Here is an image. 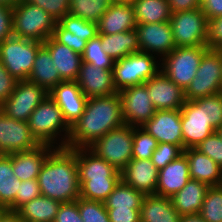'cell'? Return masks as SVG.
Listing matches in <instances>:
<instances>
[{"mask_svg": "<svg viewBox=\"0 0 222 222\" xmlns=\"http://www.w3.org/2000/svg\"><path fill=\"white\" fill-rule=\"evenodd\" d=\"M123 124L119 93L88 98L83 114L71 126L67 148H88L109 131Z\"/></svg>", "mask_w": 222, "mask_h": 222, "instance_id": "1", "label": "cell"}, {"mask_svg": "<svg viewBox=\"0 0 222 222\" xmlns=\"http://www.w3.org/2000/svg\"><path fill=\"white\" fill-rule=\"evenodd\" d=\"M37 180L42 196L60 203L76 201L80 197L76 150L56 146L44 161Z\"/></svg>", "mask_w": 222, "mask_h": 222, "instance_id": "2", "label": "cell"}, {"mask_svg": "<svg viewBox=\"0 0 222 222\" xmlns=\"http://www.w3.org/2000/svg\"><path fill=\"white\" fill-rule=\"evenodd\" d=\"M28 125L32 135L40 144L53 147H55L54 144L61 132H65L64 136L62 135L64 138L60 139L58 148H67L71 126L49 94L31 113Z\"/></svg>", "mask_w": 222, "mask_h": 222, "instance_id": "3", "label": "cell"}, {"mask_svg": "<svg viewBox=\"0 0 222 222\" xmlns=\"http://www.w3.org/2000/svg\"><path fill=\"white\" fill-rule=\"evenodd\" d=\"M56 20L42 8L19 2L13 7V36L38 42L53 34Z\"/></svg>", "mask_w": 222, "mask_h": 222, "instance_id": "4", "label": "cell"}, {"mask_svg": "<svg viewBox=\"0 0 222 222\" xmlns=\"http://www.w3.org/2000/svg\"><path fill=\"white\" fill-rule=\"evenodd\" d=\"M155 57L139 51L115 61L112 71L116 90L141 85L152 78L161 69Z\"/></svg>", "mask_w": 222, "mask_h": 222, "instance_id": "5", "label": "cell"}, {"mask_svg": "<svg viewBox=\"0 0 222 222\" xmlns=\"http://www.w3.org/2000/svg\"><path fill=\"white\" fill-rule=\"evenodd\" d=\"M222 92V50L208 49L195 77L184 91L185 101H193Z\"/></svg>", "mask_w": 222, "mask_h": 222, "instance_id": "6", "label": "cell"}, {"mask_svg": "<svg viewBox=\"0 0 222 222\" xmlns=\"http://www.w3.org/2000/svg\"><path fill=\"white\" fill-rule=\"evenodd\" d=\"M43 42L9 37L0 43V61L18 81L28 80L34 59Z\"/></svg>", "mask_w": 222, "mask_h": 222, "instance_id": "7", "label": "cell"}, {"mask_svg": "<svg viewBox=\"0 0 222 222\" xmlns=\"http://www.w3.org/2000/svg\"><path fill=\"white\" fill-rule=\"evenodd\" d=\"M133 135L134 126L123 124L109 131L88 148L121 172L132 160Z\"/></svg>", "mask_w": 222, "mask_h": 222, "instance_id": "8", "label": "cell"}, {"mask_svg": "<svg viewBox=\"0 0 222 222\" xmlns=\"http://www.w3.org/2000/svg\"><path fill=\"white\" fill-rule=\"evenodd\" d=\"M207 50V46L176 47L160 59V68L170 80L185 91L195 77L203 54Z\"/></svg>", "mask_w": 222, "mask_h": 222, "instance_id": "9", "label": "cell"}, {"mask_svg": "<svg viewBox=\"0 0 222 222\" xmlns=\"http://www.w3.org/2000/svg\"><path fill=\"white\" fill-rule=\"evenodd\" d=\"M183 137V150L196 148L208 136L217 130L212 126L206 114V97L185 101L180 108Z\"/></svg>", "mask_w": 222, "mask_h": 222, "instance_id": "10", "label": "cell"}, {"mask_svg": "<svg viewBox=\"0 0 222 222\" xmlns=\"http://www.w3.org/2000/svg\"><path fill=\"white\" fill-rule=\"evenodd\" d=\"M170 23L176 47L206 46L208 19L201 7L172 13Z\"/></svg>", "mask_w": 222, "mask_h": 222, "instance_id": "11", "label": "cell"}, {"mask_svg": "<svg viewBox=\"0 0 222 222\" xmlns=\"http://www.w3.org/2000/svg\"><path fill=\"white\" fill-rule=\"evenodd\" d=\"M48 92L28 80L17 81L14 91L0 106L8 117L28 122L31 113L47 97Z\"/></svg>", "mask_w": 222, "mask_h": 222, "instance_id": "12", "label": "cell"}, {"mask_svg": "<svg viewBox=\"0 0 222 222\" xmlns=\"http://www.w3.org/2000/svg\"><path fill=\"white\" fill-rule=\"evenodd\" d=\"M122 101L124 124L141 127L155 114L146 85L129 86L118 92Z\"/></svg>", "mask_w": 222, "mask_h": 222, "instance_id": "13", "label": "cell"}, {"mask_svg": "<svg viewBox=\"0 0 222 222\" xmlns=\"http://www.w3.org/2000/svg\"><path fill=\"white\" fill-rule=\"evenodd\" d=\"M40 145L32 135L28 122L10 118L0 109V154L34 150Z\"/></svg>", "mask_w": 222, "mask_h": 222, "instance_id": "14", "label": "cell"}, {"mask_svg": "<svg viewBox=\"0 0 222 222\" xmlns=\"http://www.w3.org/2000/svg\"><path fill=\"white\" fill-rule=\"evenodd\" d=\"M135 30L141 52L160 55L163 59L176 48L170 21L137 24Z\"/></svg>", "mask_w": 222, "mask_h": 222, "instance_id": "15", "label": "cell"}, {"mask_svg": "<svg viewBox=\"0 0 222 222\" xmlns=\"http://www.w3.org/2000/svg\"><path fill=\"white\" fill-rule=\"evenodd\" d=\"M158 143H171L183 150L181 111L157 110L154 116L142 126Z\"/></svg>", "mask_w": 222, "mask_h": 222, "instance_id": "16", "label": "cell"}, {"mask_svg": "<svg viewBox=\"0 0 222 222\" xmlns=\"http://www.w3.org/2000/svg\"><path fill=\"white\" fill-rule=\"evenodd\" d=\"M157 110H177L185 103L184 90L170 80L162 70L144 83Z\"/></svg>", "mask_w": 222, "mask_h": 222, "instance_id": "17", "label": "cell"}, {"mask_svg": "<svg viewBox=\"0 0 222 222\" xmlns=\"http://www.w3.org/2000/svg\"><path fill=\"white\" fill-rule=\"evenodd\" d=\"M112 70L83 62L76 83L87 98L111 96L118 93Z\"/></svg>", "mask_w": 222, "mask_h": 222, "instance_id": "18", "label": "cell"}, {"mask_svg": "<svg viewBox=\"0 0 222 222\" xmlns=\"http://www.w3.org/2000/svg\"><path fill=\"white\" fill-rule=\"evenodd\" d=\"M48 94L61 109L70 126L83 114L88 98L83 94L76 81H62L54 86Z\"/></svg>", "mask_w": 222, "mask_h": 222, "instance_id": "19", "label": "cell"}, {"mask_svg": "<svg viewBox=\"0 0 222 222\" xmlns=\"http://www.w3.org/2000/svg\"><path fill=\"white\" fill-rule=\"evenodd\" d=\"M158 172L151 159H132L121 171V180L144 195L156 194Z\"/></svg>", "mask_w": 222, "mask_h": 222, "instance_id": "20", "label": "cell"}, {"mask_svg": "<svg viewBox=\"0 0 222 222\" xmlns=\"http://www.w3.org/2000/svg\"><path fill=\"white\" fill-rule=\"evenodd\" d=\"M187 157L183 153L158 172L156 194L171 198L180 191L190 180Z\"/></svg>", "mask_w": 222, "mask_h": 222, "instance_id": "21", "label": "cell"}, {"mask_svg": "<svg viewBox=\"0 0 222 222\" xmlns=\"http://www.w3.org/2000/svg\"><path fill=\"white\" fill-rule=\"evenodd\" d=\"M55 148L41 144L34 150L11 153L14 176L20 181L37 179L44 161Z\"/></svg>", "mask_w": 222, "mask_h": 222, "instance_id": "22", "label": "cell"}, {"mask_svg": "<svg viewBox=\"0 0 222 222\" xmlns=\"http://www.w3.org/2000/svg\"><path fill=\"white\" fill-rule=\"evenodd\" d=\"M43 45L49 50L62 81H76L83 63L81 54L50 36Z\"/></svg>", "mask_w": 222, "mask_h": 222, "instance_id": "23", "label": "cell"}, {"mask_svg": "<svg viewBox=\"0 0 222 222\" xmlns=\"http://www.w3.org/2000/svg\"><path fill=\"white\" fill-rule=\"evenodd\" d=\"M137 24L132 4L113 2L97 23L98 33L109 35L127 32L135 29Z\"/></svg>", "mask_w": 222, "mask_h": 222, "instance_id": "24", "label": "cell"}, {"mask_svg": "<svg viewBox=\"0 0 222 222\" xmlns=\"http://www.w3.org/2000/svg\"><path fill=\"white\" fill-rule=\"evenodd\" d=\"M183 153L187 157L191 179L209 187L222 185V168L211 158L196 148H186Z\"/></svg>", "mask_w": 222, "mask_h": 222, "instance_id": "25", "label": "cell"}, {"mask_svg": "<svg viewBox=\"0 0 222 222\" xmlns=\"http://www.w3.org/2000/svg\"><path fill=\"white\" fill-rule=\"evenodd\" d=\"M79 180L98 177H121V172L113 165L98 157L89 148H74Z\"/></svg>", "mask_w": 222, "mask_h": 222, "instance_id": "26", "label": "cell"}, {"mask_svg": "<svg viewBox=\"0 0 222 222\" xmlns=\"http://www.w3.org/2000/svg\"><path fill=\"white\" fill-rule=\"evenodd\" d=\"M209 186L190 179L187 184L170 199L181 216L199 214Z\"/></svg>", "mask_w": 222, "mask_h": 222, "instance_id": "27", "label": "cell"}, {"mask_svg": "<svg viewBox=\"0 0 222 222\" xmlns=\"http://www.w3.org/2000/svg\"><path fill=\"white\" fill-rule=\"evenodd\" d=\"M140 218L141 222H180L181 215L170 198L150 194L143 198Z\"/></svg>", "mask_w": 222, "mask_h": 222, "instance_id": "28", "label": "cell"}, {"mask_svg": "<svg viewBox=\"0 0 222 222\" xmlns=\"http://www.w3.org/2000/svg\"><path fill=\"white\" fill-rule=\"evenodd\" d=\"M28 81L43 87L47 92L62 82L59 72L52 61V56L44 45L36 53Z\"/></svg>", "mask_w": 222, "mask_h": 222, "instance_id": "29", "label": "cell"}, {"mask_svg": "<svg viewBox=\"0 0 222 222\" xmlns=\"http://www.w3.org/2000/svg\"><path fill=\"white\" fill-rule=\"evenodd\" d=\"M103 50L117 61L140 51L138 35L135 29L109 35H101Z\"/></svg>", "mask_w": 222, "mask_h": 222, "instance_id": "30", "label": "cell"}, {"mask_svg": "<svg viewBox=\"0 0 222 222\" xmlns=\"http://www.w3.org/2000/svg\"><path fill=\"white\" fill-rule=\"evenodd\" d=\"M60 205L59 201L41 195L23 205L17 212L24 222H54Z\"/></svg>", "mask_w": 222, "mask_h": 222, "instance_id": "31", "label": "cell"}, {"mask_svg": "<svg viewBox=\"0 0 222 222\" xmlns=\"http://www.w3.org/2000/svg\"><path fill=\"white\" fill-rule=\"evenodd\" d=\"M132 6L138 24L168 22L172 15L167 0H135Z\"/></svg>", "mask_w": 222, "mask_h": 222, "instance_id": "32", "label": "cell"}, {"mask_svg": "<svg viewBox=\"0 0 222 222\" xmlns=\"http://www.w3.org/2000/svg\"><path fill=\"white\" fill-rule=\"evenodd\" d=\"M20 185L13 173L10 154H0V209H9L14 204Z\"/></svg>", "mask_w": 222, "mask_h": 222, "instance_id": "33", "label": "cell"}, {"mask_svg": "<svg viewBox=\"0 0 222 222\" xmlns=\"http://www.w3.org/2000/svg\"><path fill=\"white\" fill-rule=\"evenodd\" d=\"M120 180L121 177H98L91 178V180H79L80 197L104 203Z\"/></svg>", "mask_w": 222, "mask_h": 222, "instance_id": "34", "label": "cell"}, {"mask_svg": "<svg viewBox=\"0 0 222 222\" xmlns=\"http://www.w3.org/2000/svg\"><path fill=\"white\" fill-rule=\"evenodd\" d=\"M144 196L143 193L120 180L104 204L106 208L141 209Z\"/></svg>", "mask_w": 222, "mask_h": 222, "instance_id": "35", "label": "cell"}, {"mask_svg": "<svg viewBox=\"0 0 222 222\" xmlns=\"http://www.w3.org/2000/svg\"><path fill=\"white\" fill-rule=\"evenodd\" d=\"M112 3V0H70L69 14L97 24Z\"/></svg>", "mask_w": 222, "mask_h": 222, "instance_id": "36", "label": "cell"}, {"mask_svg": "<svg viewBox=\"0 0 222 222\" xmlns=\"http://www.w3.org/2000/svg\"><path fill=\"white\" fill-rule=\"evenodd\" d=\"M199 215L205 222H222V185L208 188Z\"/></svg>", "mask_w": 222, "mask_h": 222, "instance_id": "37", "label": "cell"}, {"mask_svg": "<svg viewBox=\"0 0 222 222\" xmlns=\"http://www.w3.org/2000/svg\"><path fill=\"white\" fill-rule=\"evenodd\" d=\"M81 56L83 62L104 69H113L115 63V61L103 50L100 34L86 43L84 52Z\"/></svg>", "mask_w": 222, "mask_h": 222, "instance_id": "38", "label": "cell"}, {"mask_svg": "<svg viewBox=\"0 0 222 222\" xmlns=\"http://www.w3.org/2000/svg\"><path fill=\"white\" fill-rule=\"evenodd\" d=\"M157 145L158 142L153 136L143 130L142 127L134 126L132 159H151Z\"/></svg>", "mask_w": 222, "mask_h": 222, "instance_id": "39", "label": "cell"}, {"mask_svg": "<svg viewBox=\"0 0 222 222\" xmlns=\"http://www.w3.org/2000/svg\"><path fill=\"white\" fill-rule=\"evenodd\" d=\"M58 23L69 32L77 37H84L87 42L96 37L98 33V25L94 22H88L71 14H66Z\"/></svg>", "mask_w": 222, "mask_h": 222, "instance_id": "40", "label": "cell"}, {"mask_svg": "<svg viewBox=\"0 0 222 222\" xmlns=\"http://www.w3.org/2000/svg\"><path fill=\"white\" fill-rule=\"evenodd\" d=\"M77 204L83 222H110L108 211L103 202L79 197Z\"/></svg>", "mask_w": 222, "mask_h": 222, "instance_id": "41", "label": "cell"}, {"mask_svg": "<svg viewBox=\"0 0 222 222\" xmlns=\"http://www.w3.org/2000/svg\"><path fill=\"white\" fill-rule=\"evenodd\" d=\"M182 154L183 150L178 145L171 143H158L157 148L152 154L151 161L156 168L160 170Z\"/></svg>", "mask_w": 222, "mask_h": 222, "instance_id": "42", "label": "cell"}, {"mask_svg": "<svg viewBox=\"0 0 222 222\" xmlns=\"http://www.w3.org/2000/svg\"><path fill=\"white\" fill-rule=\"evenodd\" d=\"M39 196H41V192L37 179L21 181L16 200L9 210L18 211L23 205Z\"/></svg>", "mask_w": 222, "mask_h": 222, "instance_id": "43", "label": "cell"}, {"mask_svg": "<svg viewBox=\"0 0 222 222\" xmlns=\"http://www.w3.org/2000/svg\"><path fill=\"white\" fill-rule=\"evenodd\" d=\"M42 8L51 15L56 22L63 18L70 11V0H21Z\"/></svg>", "mask_w": 222, "mask_h": 222, "instance_id": "44", "label": "cell"}, {"mask_svg": "<svg viewBox=\"0 0 222 222\" xmlns=\"http://www.w3.org/2000/svg\"><path fill=\"white\" fill-rule=\"evenodd\" d=\"M196 149L222 168V138L217 131L202 141Z\"/></svg>", "mask_w": 222, "mask_h": 222, "instance_id": "45", "label": "cell"}, {"mask_svg": "<svg viewBox=\"0 0 222 222\" xmlns=\"http://www.w3.org/2000/svg\"><path fill=\"white\" fill-rule=\"evenodd\" d=\"M52 37L59 43L67 45L73 51L82 54L87 41L84 37H77L75 34L64 29L58 22L55 24Z\"/></svg>", "mask_w": 222, "mask_h": 222, "instance_id": "46", "label": "cell"}, {"mask_svg": "<svg viewBox=\"0 0 222 222\" xmlns=\"http://www.w3.org/2000/svg\"><path fill=\"white\" fill-rule=\"evenodd\" d=\"M206 46L208 49L222 50V16L208 20Z\"/></svg>", "mask_w": 222, "mask_h": 222, "instance_id": "47", "label": "cell"}, {"mask_svg": "<svg viewBox=\"0 0 222 222\" xmlns=\"http://www.w3.org/2000/svg\"><path fill=\"white\" fill-rule=\"evenodd\" d=\"M206 114L216 130L222 126V92L206 97Z\"/></svg>", "mask_w": 222, "mask_h": 222, "instance_id": "48", "label": "cell"}, {"mask_svg": "<svg viewBox=\"0 0 222 222\" xmlns=\"http://www.w3.org/2000/svg\"><path fill=\"white\" fill-rule=\"evenodd\" d=\"M54 222H83L77 200L61 203Z\"/></svg>", "mask_w": 222, "mask_h": 222, "instance_id": "49", "label": "cell"}, {"mask_svg": "<svg viewBox=\"0 0 222 222\" xmlns=\"http://www.w3.org/2000/svg\"><path fill=\"white\" fill-rule=\"evenodd\" d=\"M13 36V7L0 3V43Z\"/></svg>", "mask_w": 222, "mask_h": 222, "instance_id": "50", "label": "cell"}, {"mask_svg": "<svg viewBox=\"0 0 222 222\" xmlns=\"http://www.w3.org/2000/svg\"><path fill=\"white\" fill-rule=\"evenodd\" d=\"M110 222H141L140 210L130 208H106Z\"/></svg>", "mask_w": 222, "mask_h": 222, "instance_id": "51", "label": "cell"}, {"mask_svg": "<svg viewBox=\"0 0 222 222\" xmlns=\"http://www.w3.org/2000/svg\"><path fill=\"white\" fill-rule=\"evenodd\" d=\"M17 81L0 61V106L14 91Z\"/></svg>", "mask_w": 222, "mask_h": 222, "instance_id": "52", "label": "cell"}, {"mask_svg": "<svg viewBox=\"0 0 222 222\" xmlns=\"http://www.w3.org/2000/svg\"><path fill=\"white\" fill-rule=\"evenodd\" d=\"M172 13L191 11L201 7L202 0H167Z\"/></svg>", "mask_w": 222, "mask_h": 222, "instance_id": "53", "label": "cell"}, {"mask_svg": "<svg viewBox=\"0 0 222 222\" xmlns=\"http://www.w3.org/2000/svg\"><path fill=\"white\" fill-rule=\"evenodd\" d=\"M201 9L208 20L222 16V0H202Z\"/></svg>", "mask_w": 222, "mask_h": 222, "instance_id": "54", "label": "cell"}, {"mask_svg": "<svg viewBox=\"0 0 222 222\" xmlns=\"http://www.w3.org/2000/svg\"><path fill=\"white\" fill-rule=\"evenodd\" d=\"M0 222H24V220L17 211L0 209Z\"/></svg>", "mask_w": 222, "mask_h": 222, "instance_id": "55", "label": "cell"}, {"mask_svg": "<svg viewBox=\"0 0 222 222\" xmlns=\"http://www.w3.org/2000/svg\"><path fill=\"white\" fill-rule=\"evenodd\" d=\"M180 222H205L199 214L181 216Z\"/></svg>", "mask_w": 222, "mask_h": 222, "instance_id": "56", "label": "cell"}, {"mask_svg": "<svg viewBox=\"0 0 222 222\" xmlns=\"http://www.w3.org/2000/svg\"><path fill=\"white\" fill-rule=\"evenodd\" d=\"M21 0H0L1 4L8 5L10 7H14L16 4H18Z\"/></svg>", "mask_w": 222, "mask_h": 222, "instance_id": "57", "label": "cell"}, {"mask_svg": "<svg viewBox=\"0 0 222 222\" xmlns=\"http://www.w3.org/2000/svg\"><path fill=\"white\" fill-rule=\"evenodd\" d=\"M116 3H126V4H132L135 0H112Z\"/></svg>", "mask_w": 222, "mask_h": 222, "instance_id": "58", "label": "cell"}, {"mask_svg": "<svg viewBox=\"0 0 222 222\" xmlns=\"http://www.w3.org/2000/svg\"><path fill=\"white\" fill-rule=\"evenodd\" d=\"M217 132L219 133V135H220L221 138H222V126H221L219 129H217Z\"/></svg>", "mask_w": 222, "mask_h": 222, "instance_id": "59", "label": "cell"}]
</instances>
